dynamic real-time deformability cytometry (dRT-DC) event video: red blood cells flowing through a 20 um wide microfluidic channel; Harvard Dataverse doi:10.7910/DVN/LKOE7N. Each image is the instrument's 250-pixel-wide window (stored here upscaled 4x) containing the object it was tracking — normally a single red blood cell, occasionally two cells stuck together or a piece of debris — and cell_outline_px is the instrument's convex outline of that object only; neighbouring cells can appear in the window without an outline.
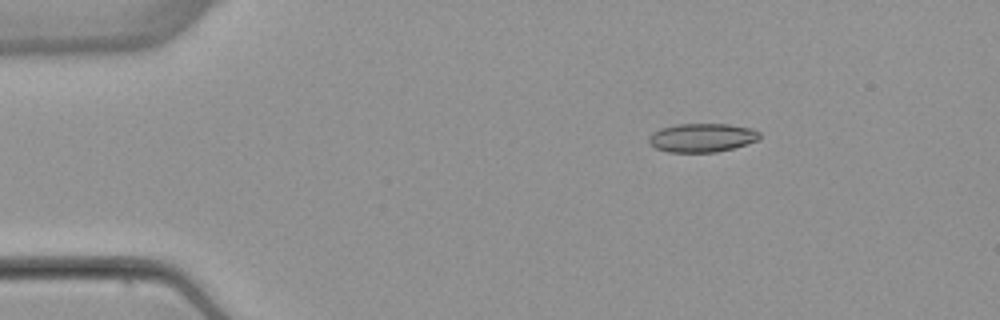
{"species": "common noctule bat (a hibernating species)", "species_latin": "Nyctalus noctula", "temperature_condition": "warm", "stored_images_in_passage": 53, "camera_frame_rate_fps": 3000, "um_per_image_px": 0.085, "animal": {"sex": "female", "body_mass_g": 22.7, "forearm_length_mm": 54.2}, "frame": {"image": 1, "passage_image": 9, "time_ms": 2.667, "image_size_px": [1000, 320], "cell_outline_px": [[760, 140], [732, 148], [716, 152], [668, 152], [656, 148], [648, 140], [648, 136], [652, 132], [660, 128], [676, 124], [728, 124], [752, 128], [760, 132]], "centroid_in_image_um": [59.68, 11.69], "position_along_channel_um": 25.3, "area_um2": 18.61}}
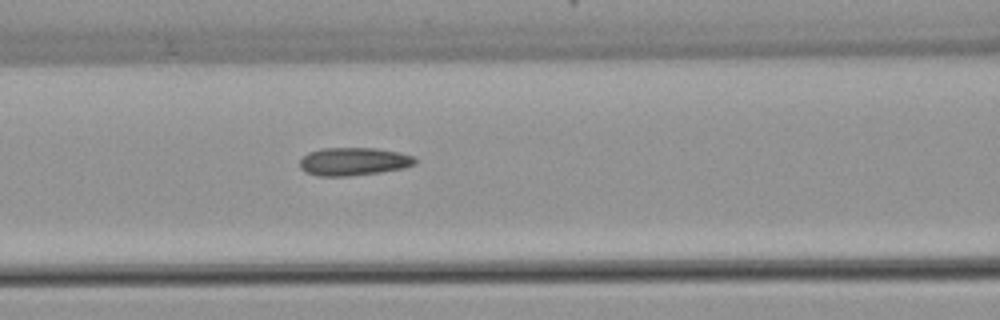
{"frame": {"image": 2, "passage_image": 23, "time_ms": 7.333, "image_size_px": [1000, 320], "cell_outline_px": [[416, 164], [404, 168], [380, 172], [348, 176], [316, 176], [304, 172], [300, 168], [300, 160], [308, 152], [324, 148], [376, 148], [400, 152], [412, 156], [416, 160]], "centroid_in_image_um": [30.04, 13.73], "position_along_channel_um": 136.6, "area_um2": 18.9}}
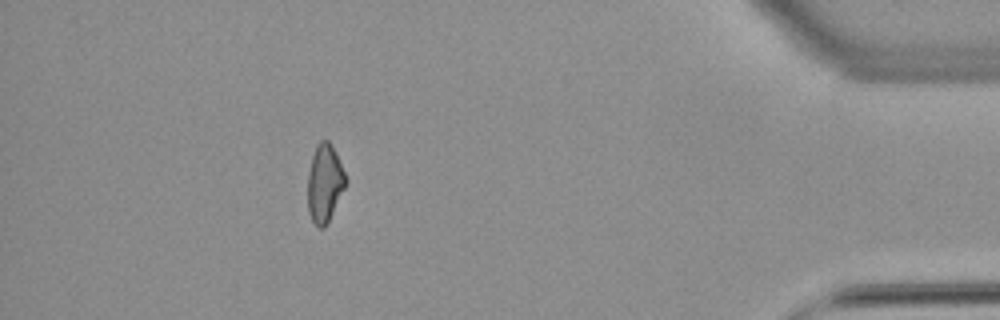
{"frame": {"image": 3, "passage_image": 48, "time_ms": 15.667, "image_size_px": [1000, 320], "cell_outline_px": [[348, 180], [328, 224], [324, 228], [320, 228], [312, 220], [308, 212], [308, 172], [312, 156], [316, 144], [320, 140], [328, 140]], "centroid_in_image_um": [27.58, 15.61], "position_along_channel_um": 407.6, "area_um2": 17.11}, "authors_computed_cell_mechanics": {"area_um2": 18.207, "velocity_mm_per_s": 3.8859, "shape_relaxation_time_tau1_ms": null, "shape_relaxation_time_tau2_ms": 2.8871, "deformation_change_tau1": null, "deformation_change_tau2": 0.0967}}